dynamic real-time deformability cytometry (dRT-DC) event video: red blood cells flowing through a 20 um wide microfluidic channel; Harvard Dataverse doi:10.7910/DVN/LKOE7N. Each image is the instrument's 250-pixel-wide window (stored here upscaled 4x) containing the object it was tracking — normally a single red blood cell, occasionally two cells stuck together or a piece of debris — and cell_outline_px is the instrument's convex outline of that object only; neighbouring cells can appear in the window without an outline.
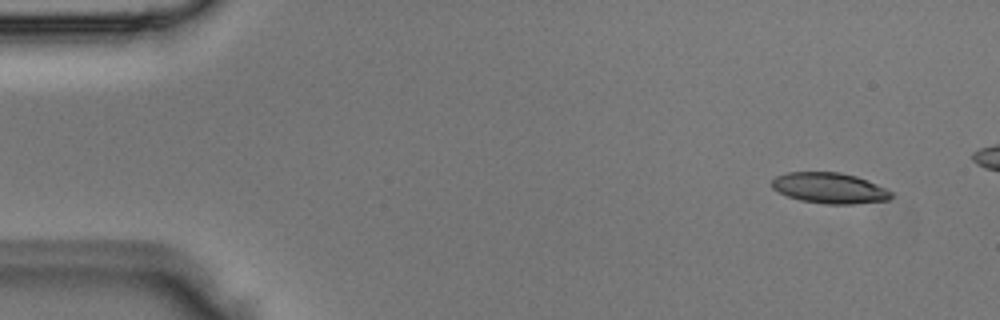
{"species": "Egyptian fruit bat (a non-hibernating species)", "species_latin": "Rousettus aegyptiacus", "temperature_condition": "room temperature", "stored_images_in_passage": 4, "camera_frame_rate_fps": 3000, "um_per_image_px": 0.085, "animal": {"sex": "male"}, "frame": {"image": 1, "passage_image": 1, "time_ms": 0.0, "image_size_px": [1000, 320], "cell_outline_px": [[892, 196], [888, 200], [852, 204], [828, 204], [800, 200], [788, 196], [772, 188], [772, 180], [776, 176], [788, 172], [840, 172], [856, 176], [868, 180], [892, 192]], "centroid_in_image_um": [70.51, 15.98], "position_along_channel_um": 14.5, "area_um2": 21.21}}